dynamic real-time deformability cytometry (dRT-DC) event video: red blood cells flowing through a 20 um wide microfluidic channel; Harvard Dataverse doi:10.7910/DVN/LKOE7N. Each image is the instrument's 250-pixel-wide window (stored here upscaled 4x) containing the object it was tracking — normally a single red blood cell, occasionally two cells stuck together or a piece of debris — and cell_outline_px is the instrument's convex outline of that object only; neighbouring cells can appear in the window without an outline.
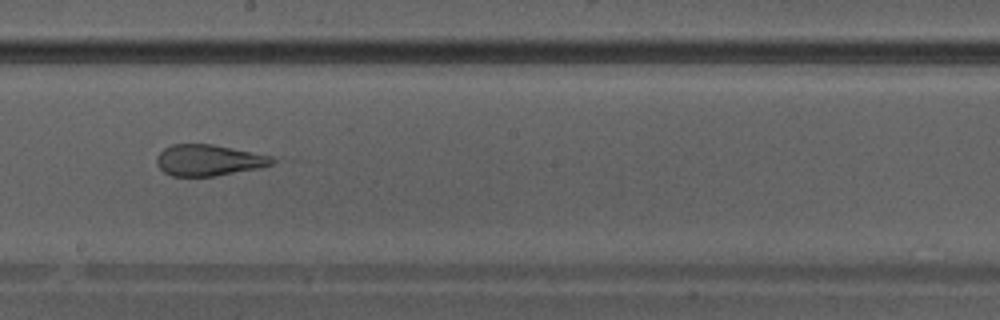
{"species": "Egyptian fruit bat (a non-hibernating species)", "species_latin": "Rousettus aegyptiacus", "temperature_condition": "warm", "stored_images_in_passage": 40, "camera_frame_rate_fps": 3000, "um_per_image_px": 0.085, "animal": {"sex": "male"}, "frame": {"image": 1, "passage_image": 23, "time_ms": 7.333, "image_size_px": [1000, 320], "cell_outline_px": [[280, 160], [272, 164], [256, 168], [216, 176], [172, 176], [164, 172], [156, 164], [156, 156], [164, 148], [172, 144], [212, 144], [272, 156]], "centroid_in_image_um": [17.72, 13.61], "position_along_channel_um": 230.5, "area_um2": 20.98}}